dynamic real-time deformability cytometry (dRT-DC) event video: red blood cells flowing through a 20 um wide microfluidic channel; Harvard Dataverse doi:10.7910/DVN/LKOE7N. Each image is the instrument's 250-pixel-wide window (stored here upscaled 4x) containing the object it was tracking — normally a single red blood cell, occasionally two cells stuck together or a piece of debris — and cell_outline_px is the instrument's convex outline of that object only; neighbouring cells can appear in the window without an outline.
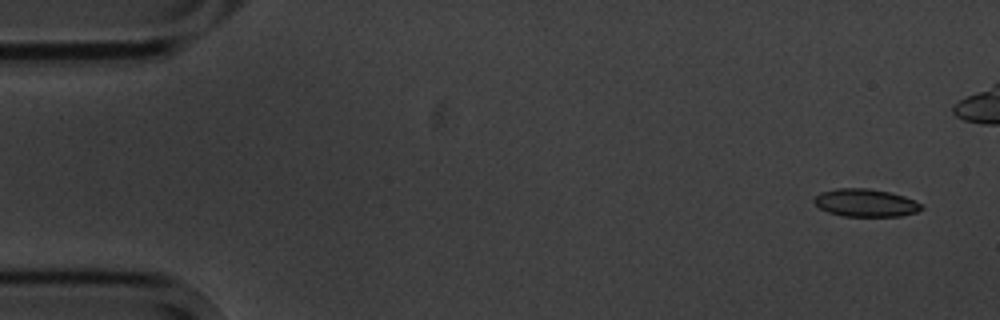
{"species": "common noctule bat (a hibernating species)", "species_latin": "Nyctalus noctula", "temperature_condition": "cold", "stored_images_in_passage": 10, "camera_frame_rate_fps": 3000, "um_per_image_px": 0.085, "animal": {"sex": "male", "body_mass_g": 20.1, "forearm_length_mm": 53.5}, "frame": {"image": 1, "passage_image": 1, "time_ms": 0.0, "image_size_px": [1000, 320], "cell_outline_px": [[924, 208], [916, 212], [900, 216], [844, 216], [828, 212], [820, 208], [812, 200], [820, 192], [836, 188], [868, 188], [888, 192], [904, 196], [920, 204]], "centroid_in_image_um": [73.54, 17.24], "position_along_channel_um": 11.5, "area_um2": 17.22}}
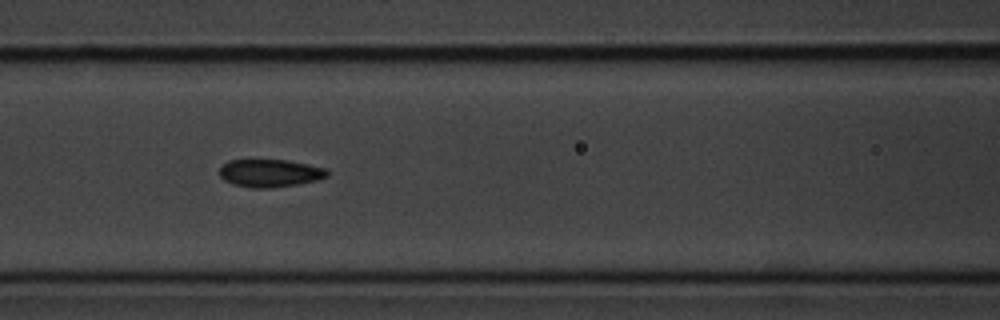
{"frame": {"image": 2, "passage_image": 7, "time_ms": 7.0, "image_size_px": [1000, 320], "cell_outline_px": [[328, 176], [316, 180], [296, 184], [272, 188], [252, 188], [232, 184], [224, 180], [220, 176], [220, 168], [228, 160], [288, 160], [328, 168]], "centroid_in_image_um": [22.95, 14.71], "position_along_channel_um": 143.6, "area_um2": 17.46}}
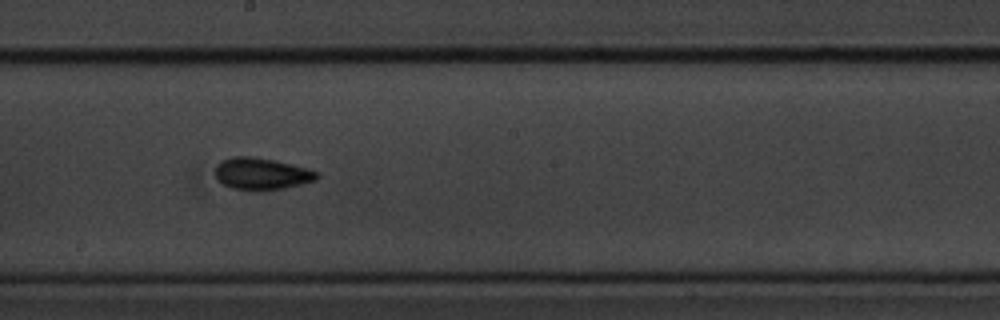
{"frame": {"image": 3, "passage_image": 9, "time_ms": 9.333, "image_size_px": [1000, 320], "cell_outline_px": [[320, 176], [316, 180], [284, 188], [264, 192], [260, 192], [232, 188], [220, 184], [216, 176], [216, 164], [232, 156], [252, 156], [272, 160], [308, 168], [320, 172]], "centroid_in_image_um": [22.24, 14.79], "position_along_channel_um": 226.0, "area_um2": 19.19}}